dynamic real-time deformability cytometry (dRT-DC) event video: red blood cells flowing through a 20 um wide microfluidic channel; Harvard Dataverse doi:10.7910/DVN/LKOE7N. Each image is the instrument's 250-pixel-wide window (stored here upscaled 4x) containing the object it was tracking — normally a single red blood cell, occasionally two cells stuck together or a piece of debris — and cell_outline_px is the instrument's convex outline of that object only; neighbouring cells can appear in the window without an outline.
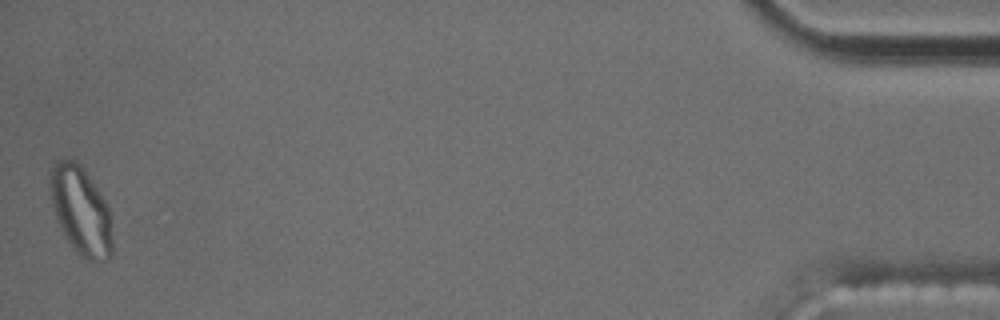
{"species": "common noctule bat (a hibernating species)", "species_latin": "Nyctalus noctula", "temperature_condition": "cold", "stored_images_in_passage": 13, "segment_of_instrument_passage": [2, 2], "camera_frame_rate_fps": 3000, "um_per_image_px": 0.085, "animal": {"sex": "male", "body_mass_g": 17.5, "forearm_length_mm": 52.3}, "frame": {"image": 1, "passage_image": 13, "time_ms": 17.0, "image_size_px": [1000, 320], "cell_outline_px": [[112, 256], [108, 260], [96, 264], [80, 256], [72, 248], [64, 236], [56, 220], [52, 204], [48, 184], [52, 168], [60, 160], [68, 156], [80, 164], [100, 192], [108, 208], [112, 240]], "centroid_in_image_um": [6.86, 17.95], "position_along_channel_um": 428.3, "area_um2": 32.37}}